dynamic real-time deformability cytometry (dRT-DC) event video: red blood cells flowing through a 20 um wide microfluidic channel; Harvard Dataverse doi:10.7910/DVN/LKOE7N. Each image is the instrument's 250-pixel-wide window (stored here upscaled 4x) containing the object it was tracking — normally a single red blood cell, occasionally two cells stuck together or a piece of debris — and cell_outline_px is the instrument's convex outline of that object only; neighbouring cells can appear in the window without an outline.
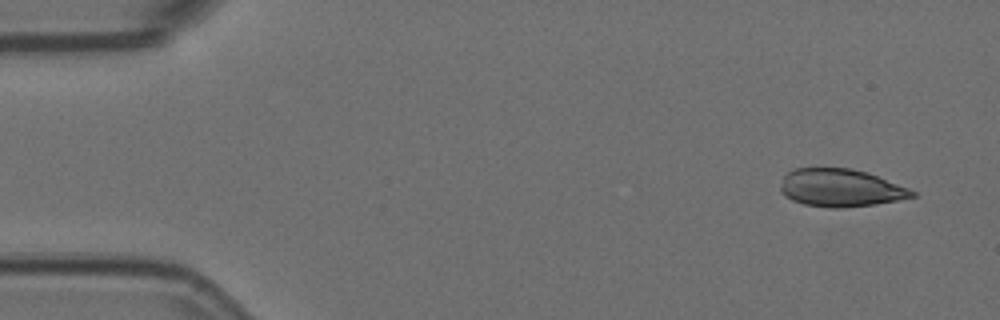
{"species": "Egyptian fruit bat (a non-hibernating species)", "species_latin": "Rousettus aegyptiacus", "temperature_condition": "room temperature", "stored_images_in_passage": 5, "camera_frame_rate_fps": 3000, "um_per_image_px": 0.085, "animal": {"sex": "female"}, "frame": {"image": 1, "passage_image": 1, "time_ms": 0.0, "image_size_px": [1000, 320], "cell_outline_px": [[916, 196], [876, 204], [840, 208], [828, 208], [804, 204], [792, 200], [784, 196], [780, 192], [780, 188], [784, 176], [788, 172], [796, 168], [848, 168], [868, 172], [908, 188], [916, 192]], "centroid_in_image_um": [71.43, 15.97], "position_along_channel_um": 13.6, "area_um2": 28.9}}
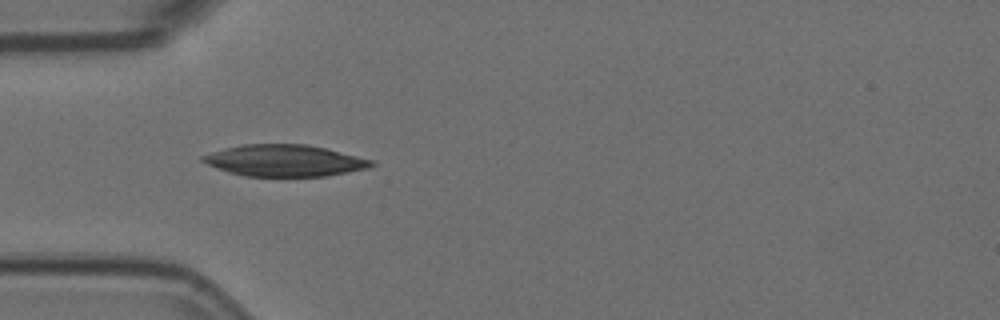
{"frame": {"image": 2, "passage_image": 4, "time_ms": 1.0, "image_size_px": [1000, 320], "cell_outline_px": [[376, 164], [368, 168], [324, 176], [244, 176], [228, 172], [216, 168], [200, 160], [200, 156], [224, 148], [244, 144], [304, 144], [324, 148], [376, 160]], "centroid_in_image_um": [24.18, 13.65], "position_along_channel_um": 60.8, "area_um2": 30.98}}
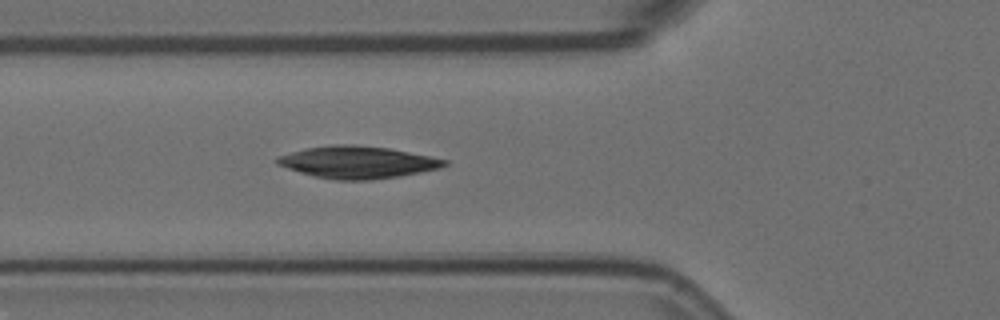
{"frame": {"image": 3, "passage_image": 5, "time_ms": 1.333, "image_size_px": [1000, 320], "cell_outline_px": [[448, 164], [440, 168], [420, 172], [396, 176], [368, 180], [336, 180], [316, 176], [300, 172], [276, 164], [276, 156], [308, 148], [336, 144], [356, 144], [388, 148], [448, 160]], "centroid_in_image_um": [30.38, 13.78], "position_along_channel_um": 95.4, "area_um2": 30.92}}